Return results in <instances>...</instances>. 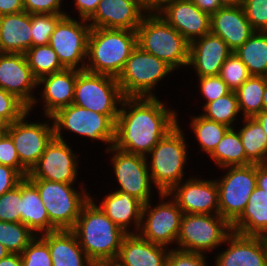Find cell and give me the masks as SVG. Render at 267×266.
<instances>
[{"label": "cell", "mask_w": 267, "mask_h": 266, "mask_svg": "<svg viewBox=\"0 0 267 266\" xmlns=\"http://www.w3.org/2000/svg\"><path fill=\"white\" fill-rule=\"evenodd\" d=\"M122 105L132 110L119 109L113 143L116 150L146 156L177 125L175 113L167 111L155 96L124 97Z\"/></svg>", "instance_id": "1"}, {"label": "cell", "mask_w": 267, "mask_h": 266, "mask_svg": "<svg viewBox=\"0 0 267 266\" xmlns=\"http://www.w3.org/2000/svg\"><path fill=\"white\" fill-rule=\"evenodd\" d=\"M84 250L87 266L116 260L122 241L128 234L108 218L91 198L82 206L80 215L71 229Z\"/></svg>", "instance_id": "2"}, {"label": "cell", "mask_w": 267, "mask_h": 266, "mask_svg": "<svg viewBox=\"0 0 267 266\" xmlns=\"http://www.w3.org/2000/svg\"><path fill=\"white\" fill-rule=\"evenodd\" d=\"M136 47V31L91 27L87 56L91 57L93 63L89 67L84 63L79 69L118 78Z\"/></svg>", "instance_id": "3"}, {"label": "cell", "mask_w": 267, "mask_h": 266, "mask_svg": "<svg viewBox=\"0 0 267 266\" xmlns=\"http://www.w3.org/2000/svg\"><path fill=\"white\" fill-rule=\"evenodd\" d=\"M137 46L165 61L173 69L188 65L189 42L164 19L155 14L144 17L137 30Z\"/></svg>", "instance_id": "4"}, {"label": "cell", "mask_w": 267, "mask_h": 266, "mask_svg": "<svg viewBox=\"0 0 267 266\" xmlns=\"http://www.w3.org/2000/svg\"><path fill=\"white\" fill-rule=\"evenodd\" d=\"M123 98L117 78L86 70L77 74L72 104L107 115L115 123L119 114L115 104Z\"/></svg>", "instance_id": "5"}, {"label": "cell", "mask_w": 267, "mask_h": 266, "mask_svg": "<svg viewBox=\"0 0 267 266\" xmlns=\"http://www.w3.org/2000/svg\"><path fill=\"white\" fill-rule=\"evenodd\" d=\"M152 153L150 178L159 193H168L183 176L186 160V145L178 124L169 131L149 152Z\"/></svg>", "instance_id": "6"}, {"label": "cell", "mask_w": 267, "mask_h": 266, "mask_svg": "<svg viewBox=\"0 0 267 266\" xmlns=\"http://www.w3.org/2000/svg\"><path fill=\"white\" fill-rule=\"evenodd\" d=\"M172 70L165 61L137 46L127 59L117 81L123 97H154L149 93L150 90Z\"/></svg>", "instance_id": "7"}, {"label": "cell", "mask_w": 267, "mask_h": 266, "mask_svg": "<svg viewBox=\"0 0 267 266\" xmlns=\"http://www.w3.org/2000/svg\"><path fill=\"white\" fill-rule=\"evenodd\" d=\"M38 189L41 201L46 208L50 223L57 230H71L82 209L90 199L82 197L71 188V184L48 181L45 179H29Z\"/></svg>", "instance_id": "8"}, {"label": "cell", "mask_w": 267, "mask_h": 266, "mask_svg": "<svg viewBox=\"0 0 267 266\" xmlns=\"http://www.w3.org/2000/svg\"><path fill=\"white\" fill-rule=\"evenodd\" d=\"M213 217L210 214H183L177 238L183 248L178 250L201 253L227 242L231 225L220 214Z\"/></svg>", "instance_id": "9"}, {"label": "cell", "mask_w": 267, "mask_h": 266, "mask_svg": "<svg viewBox=\"0 0 267 266\" xmlns=\"http://www.w3.org/2000/svg\"><path fill=\"white\" fill-rule=\"evenodd\" d=\"M217 183L219 214L232 225L243 213L256 185V164L231 166Z\"/></svg>", "instance_id": "10"}, {"label": "cell", "mask_w": 267, "mask_h": 266, "mask_svg": "<svg viewBox=\"0 0 267 266\" xmlns=\"http://www.w3.org/2000/svg\"><path fill=\"white\" fill-rule=\"evenodd\" d=\"M50 117L54 119V136L58 140L63 141L60 130L66 128L92 139L110 142L113 146L115 123L107 115L70 104Z\"/></svg>", "instance_id": "11"}, {"label": "cell", "mask_w": 267, "mask_h": 266, "mask_svg": "<svg viewBox=\"0 0 267 266\" xmlns=\"http://www.w3.org/2000/svg\"><path fill=\"white\" fill-rule=\"evenodd\" d=\"M28 113L29 111L9 124L7 134L14 143L20 163L30 171L55 136L53 125L50 128L47 124L24 123V118Z\"/></svg>", "instance_id": "12"}, {"label": "cell", "mask_w": 267, "mask_h": 266, "mask_svg": "<svg viewBox=\"0 0 267 266\" xmlns=\"http://www.w3.org/2000/svg\"><path fill=\"white\" fill-rule=\"evenodd\" d=\"M90 29L91 26L81 25L67 15L57 23L49 45L65 68L75 69L83 56H87Z\"/></svg>", "instance_id": "13"}, {"label": "cell", "mask_w": 267, "mask_h": 266, "mask_svg": "<svg viewBox=\"0 0 267 266\" xmlns=\"http://www.w3.org/2000/svg\"><path fill=\"white\" fill-rule=\"evenodd\" d=\"M74 158L76 159L64 140L54 137L38 162L28 172L27 178L72 184L77 174Z\"/></svg>", "instance_id": "14"}, {"label": "cell", "mask_w": 267, "mask_h": 266, "mask_svg": "<svg viewBox=\"0 0 267 266\" xmlns=\"http://www.w3.org/2000/svg\"><path fill=\"white\" fill-rule=\"evenodd\" d=\"M111 150L118 151L112 158L115 175L121 186L117 191L127 192L143 204L150 202L151 178H149L146 157L116 150L112 145L109 148V151Z\"/></svg>", "instance_id": "15"}, {"label": "cell", "mask_w": 267, "mask_h": 266, "mask_svg": "<svg viewBox=\"0 0 267 266\" xmlns=\"http://www.w3.org/2000/svg\"><path fill=\"white\" fill-rule=\"evenodd\" d=\"M38 85L25 54L0 53V88L15 95L31 109L35 100L30 90Z\"/></svg>", "instance_id": "16"}, {"label": "cell", "mask_w": 267, "mask_h": 266, "mask_svg": "<svg viewBox=\"0 0 267 266\" xmlns=\"http://www.w3.org/2000/svg\"><path fill=\"white\" fill-rule=\"evenodd\" d=\"M160 13L189 43L210 33V15L200 10L191 0H170Z\"/></svg>", "instance_id": "17"}, {"label": "cell", "mask_w": 267, "mask_h": 266, "mask_svg": "<svg viewBox=\"0 0 267 266\" xmlns=\"http://www.w3.org/2000/svg\"><path fill=\"white\" fill-rule=\"evenodd\" d=\"M176 184L168 193H160L161 197L172 194L176 189L174 199L184 214H209L215 207L219 214L218 188L215 181L188 180L182 187Z\"/></svg>", "instance_id": "18"}, {"label": "cell", "mask_w": 267, "mask_h": 266, "mask_svg": "<svg viewBox=\"0 0 267 266\" xmlns=\"http://www.w3.org/2000/svg\"><path fill=\"white\" fill-rule=\"evenodd\" d=\"M227 240L231 244L218 256L216 266H267L265 237L246 236L232 231Z\"/></svg>", "instance_id": "19"}, {"label": "cell", "mask_w": 267, "mask_h": 266, "mask_svg": "<svg viewBox=\"0 0 267 266\" xmlns=\"http://www.w3.org/2000/svg\"><path fill=\"white\" fill-rule=\"evenodd\" d=\"M142 8L135 0H101L92 20V28L136 31L143 18Z\"/></svg>", "instance_id": "20"}, {"label": "cell", "mask_w": 267, "mask_h": 266, "mask_svg": "<svg viewBox=\"0 0 267 266\" xmlns=\"http://www.w3.org/2000/svg\"><path fill=\"white\" fill-rule=\"evenodd\" d=\"M189 44L188 65H194L199 77L219 75L232 51L219 36L208 33Z\"/></svg>", "instance_id": "21"}, {"label": "cell", "mask_w": 267, "mask_h": 266, "mask_svg": "<svg viewBox=\"0 0 267 266\" xmlns=\"http://www.w3.org/2000/svg\"><path fill=\"white\" fill-rule=\"evenodd\" d=\"M183 214L175 200L158 205L149 211L141 237L164 246L177 240Z\"/></svg>", "instance_id": "22"}, {"label": "cell", "mask_w": 267, "mask_h": 266, "mask_svg": "<svg viewBox=\"0 0 267 266\" xmlns=\"http://www.w3.org/2000/svg\"><path fill=\"white\" fill-rule=\"evenodd\" d=\"M210 32L222 38L234 52L253 34L243 7H222L210 16Z\"/></svg>", "instance_id": "23"}, {"label": "cell", "mask_w": 267, "mask_h": 266, "mask_svg": "<svg viewBox=\"0 0 267 266\" xmlns=\"http://www.w3.org/2000/svg\"><path fill=\"white\" fill-rule=\"evenodd\" d=\"M164 245L152 243L140 235L128 233L116 260L123 266H166L167 252Z\"/></svg>", "instance_id": "24"}, {"label": "cell", "mask_w": 267, "mask_h": 266, "mask_svg": "<svg viewBox=\"0 0 267 266\" xmlns=\"http://www.w3.org/2000/svg\"><path fill=\"white\" fill-rule=\"evenodd\" d=\"M80 71V69L65 68L38 80V84L45 85L43 96L46 103L45 112L49 118L57 110L72 104L77 74Z\"/></svg>", "instance_id": "25"}, {"label": "cell", "mask_w": 267, "mask_h": 266, "mask_svg": "<svg viewBox=\"0 0 267 266\" xmlns=\"http://www.w3.org/2000/svg\"><path fill=\"white\" fill-rule=\"evenodd\" d=\"M32 47L31 14L0 16V53H22Z\"/></svg>", "instance_id": "26"}, {"label": "cell", "mask_w": 267, "mask_h": 266, "mask_svg": "<svg viewBox=\"0 0 267 266\" xmlns=\"http://www.w3.org/2000/svg\"><path fill=\"white\" fill-rule=\"evenodd\" d=\"M99 207L113 223L125 232L130 233L126 231V227L129 225L131 218L135 219L139 228L150 204L149 202L143 204L127 192L116 191L108 195Z\"/></svg>", "instance_id": "27"}, {"label": "cell", "mask_w": 267, "mask_h": 266, "mask_svg": "<svg viewBox=\"0 0 267 266\" xmlns=\"http://www.w3.org/2000/svg\"><path fill=\"white\" fill-rule=\"evenodd\" d=\"M233 232L246 236H267V193L256 187L241 216L231 225Z\"/></svg>", "instance_id": "28"}, {"label": "cell", "mask_w": 267, "mask_h": 266, "mask_svg": "<svg viewBox=\"0 0 267 266\" xmlns=\"http://www.w3.org/2000/svg\"><path fill=\"white\" fill-rule=\"evenodd\" d=\"M21 223L34 232L37 230L45 231L44 233L57 231L50 223L37 187L27 177L21 181Z\"/></svg>", "instance_id": "29"}, {"label": "cell", "mask_w": 267, "mask_h": 266, "mask_svg": "<svg viewBox=\"0 0 267 266\" xmlns=\"http://www.w3.org/2000/svg\"><path fill=\"white\" fill-rule=\"evenodd\" d=\"M41 238L48 244L52 266H84V250L71 230L44 233Z\"/></svg>", "instance_id": "30"}, {"label": "cell", "mask_w": 267, "mask_h": 266, "mask_svg": "<svg viewBox=\"0 0 267 266\" xmlns=\"http://www.w3.org/2000/svg\"><path fill=\"white\" fill-rule=\"evenodd\" d=\"M257 34V35H256ZM251 76L267 77V32L256 31L234 51Z\"/></svg>", "instance_id": "31"}, {"label": "cell", "mask_w": 267, "mask_h": 266, "mask_svg": "<svg viewBox=\"0 0 267 266\" xmlns=\"http://www.w3.org/2000/svg\"><path fill=\"white\" fill-rule=\"evenodd\" d=\"M247 124L239 134L246 158L252 164L267 163V138L261 124L255 118H245Z\"/></svg>", "instance_id": "32"}, {"label": "cell", "mask_w": 267, "mask_h": 266, "mask_svg": "<svg viewBox=\"0 0 267 266\" xmlns=\"http://www.w3.org/2000/svg\"><path fill=\"white\" fill-rule=\"evenodd\" d=\"M210 156L222 167L245 166L252 164L247 158L239 132L230 128L216 145Z\"/></svg>", "instance_id": "33"}, {"label": "cell", "mask_w": 267, "mask_h": 266, "mask_svg": "<svg viewBox=\"0 0 267 266\" xmlns=\"http://www.w3.org/2000/svg\"><path fill=\"white\" fill-rule=\"evenodd\" d=\"M267 77L250 76L236 91L239 110L245 118H254L263 110V94Z\"/></svg>", "instance_id": "34"}, {"label": "cell", "mask_w": 267, "mask_h": 266, "mask_svg": "<svg viewBox=\"0 0 267 266\" xmlns=\"http://www.w3.org/2000/svg\"><path fill=\"white\" fill-rule=\"evenodd\" d=\"M28 65L37 80L65 67L61 64L54 49L49 45L32 46L25 52Z\"/></svg>", "instance_id": "35"}, {"label": "cell", "mask_w": 267, "mask_h": 266, "mask_svg": "<svg viewBox=\"0 0 267 266\" xmlns=\"http://www.w3.org/2000/svg\"><path fill=\"white\" fill-rule=\"evenodd\" d=\"M32 231L21 222L0 221V243L11 254H21L35 238Z\"/></svg>", "instance_id": "36"}, {"label": "cell", "mask_w": 267, "mask_h": 266, "mask_svg": "<svg viewBox=\"0 0 267 266\" xmlns=\"http://www.w3.org/2000/svg\"><path fill=\"white\" fill-rule=\"evenodd\" d=\"M204 109L206 114L201 116L226 125L229 128H232L230 124L235 120V116L240 111L235 91H230L228 94L206 103Z\"/></svg>", "instance_id": "37"}, {"label": "cell", "mask_w": 267, "mask_h": 266, "mask_svg": "<svg viewBox=\"0 0 267 266\" xmlns=\"http://www.w3.org/2000/svg\"><path fill=\"white\" fill-rule=\"evenodd\" d=\"M193 131L199 140L201 147L209 155L214 151L216 145L230 129L226 125L198 116L192 121Z\"/></svg>", "instance_id": "38"}, {"label": "cell", "mask_w": 267, "mask_h": 266, "mask_svg": "<svg viewBox=\"0 0 267 266\" xmlns=\"http://www.w3.org/2000/svg\"><path fill=\"white\" fill-rule=\"evenodd\" d=\"M66 14H31L32 46L47 45L57 23Z\"/></svg>", "instance_id": "39"}, {"label": "cell", "mask_w": 267, "mask_h": 266, "mask_svg": "<svg viewBox=\"0 0 267 266\" xmlns=\"http://www.w3.org/2000/svg\"><path fill=\"white\" fill-rule=\"evenodd\" d=\"M219 76L231 91H236L251 75L237 54L232 52L221 66Z\"/></svg>", "instance_id": "40"}, {"label": "cell", "mask_w": 267, "mask_h": 266, "mask_svg": "<svg viewBox=\"0 0 267 266\" xmlns=\"http://www.w3.org/2000/svg\"><path fill=\"white\" fill-rule=\"evenodd\" d=\"M0 221L21 222V182L0 196Z\"/></svg>", "instance_id": "41"}, {"label": "cell", "mask_w": 267, "mask_h": 266, "mask_svg": "<svg viewBox=\"0 0 267 266\" xmlns=\"http://www.w3.org/2000/svg\"><path fill=\"white\" fill-rule=\"evenodd\" d=\"M22 266H52L48 244L35 238L21 253Z\"/></svg>", "instance_id": "42"}, {"label": "cell", "mask_w": 267, "mask_h": 266, "mask_svg": "<svg viewBox=\"0 0 267 266\" xmlns=\"http://www.w3.org/2000/svg\"><path fill=\"white\" fill-rule=\"evenodd\" d=\"M29 108L15 95L0 88V117L9 125L20 119Z\"/></svg>", "instance_id": "43"}, {"label": "cell", "mask_w": 267, "mask_h": 266, "mask_svg": "<svg viewBox=\"0 0 267 266\" xmlns=\"http://www.w3.org/2000/svg\"><path fill=\"white\" fill-rule=\"evenodd\" d=\"M242 7L252 29L267 32V0H244Z\"/></svg>", "instance_id": "44"}, {"label": "cell", "mask_w": 267, "mask_h": 266, "mask_svg": "<svg viewBox=\"0 0 267 266\" xmlns=\"http://www.w3.org/2000/svg\"><path fill=\"white\" fill-rule=\"evenodd\" d=\"M0 164L14 168L24 178L28 175L29 171L20 163L17 150L8 134L0 141Z\"/></svg>", "instance_id": "45"}, {"label": "cell", "mask_w": 267, "mask_h": 266, "mask_svg": "<svg viewBox=\"0 0 267 266\" xmlns=\"http://www.w3.org/2000/svg\"><path fill=\"white\" fill-rule=\"evenodd\" d=\"M201 83V91L207 99V103L214 101L231 90L219 75L199 77Z\"/></svg>", "instance_id": "46"}, {"label": "cell", "mask_w": 267, "mask_h": 266, "mask_svg": "<svg viewBox=\"0 0 267 266\" xmlns=\"http://www.w3.org/2000/svg\"><path fill=\"white\" fill-rule=\"evenodd\" d=\"M166 259V266H206L202 253L170 250Z\"/></svg>", "instance_id": "47"}, {"label": "cell", "mask_w": 267, "mask_h": 266, "mask_svg": "<svg viewBox=\"0 0 267 266\" xmlns=\"http://www.w3.org/2000/svg\"><path fill=\"white\" fill-rule=\"evenodd\" d=\"M61 0H24V11L29 14H64L60 12Z\"/></svg>", "instance_id": "48"}, {"label": "cell", "mask_w": 267, "mask_h": 266, "mask_svg": "<svg viewBox=\"0 0 267 266\" xmlns=\"http://www.w3.org/2000/svg\"><path fill=\"white\" fill-rule=\"evenodd\" d=\"M23 179L14 168L0 164V196L18 186Z\"/></svg>", "instance_id": "49"}, {"label": "cell", "mask_w": 267, "mask_h": 266, "mask_svg": "<svg viewBox=\"0 0 267 266\" xmlns=\"http://www.w3.org/2000/svg\"><path fill=\"white\" fill-rule=\"evenodd\" d=\"M100 1L101 0H76V6L79 9L83 21L89 20L96 11Z\"/></svg>", "instance_id": "50"}, {"label": "cell", "mask_w": 267, "mask_h": 266, "mask_svg": "<svg viewBox=\"0 0 267 266\" xmlns=\"http://www.w3.org/2000/svg\"><path fill=\"white\" fill-rule=\"evenodd\" d=\"M24 11V0H0V16Z\"/></svg>", "instance_id": "51"}, {"label": "cell", "mask_w": 267, "mask_h": 266, "mask_svg": "<svg viewBox=\"0 0 267 266\" xmlns=\"http://www.w3.org/2000/svg\"><path fill=\"white\" fill-rule=\"evenodd\" d=\"M200 10L209 14H214L218 9L222 8L220 0H191Z\"/></svg>", "instance_id": "52"}, {"label": "cell", "mask_w": 267, "mask_h": 266, "mask_svg": "<svg viewBox=\"0 0 267 266\" xmlns=\"http://www.w3.org/2000/svg\"><path fill=\"white\" fill-rule=\"evenodd\" d=\"M256 185L267 193V163L256 164Z\"/></svg>", "instance_id": "53"}, {"label": "cell", "mask_w": 267, "mask_h": 266, "mask_svg": "<svg viewBox=\"0 0 267 266\" xmlns=\"http://www.w3.org/2000/svg\"><path fill=\"white\" fill-rule=\"evenodd\" d=\"M136 3L144 10H161L164 4L168 3L170 0H135ZM163 5V6H162ZM152 9V10H151Z\"/></svg>", "instance_id": "54"}, {"label": "cell", "mask_w": 267, "mask_h": 266, "mask_svg": "<svg viewBox=\"0 0 267 266\" xmlns=\"http://www.w3.org/2000/svg\"><path fill=\"white\" fill-rule=\"evenodd\" d=\"M0 266H22L21 254H9L0 260Z\"/></svg>", "instance_id": "55"}, {"label": "cell", "mask_w": 267, "mask_h": 266, "mask_svg": "<svg viewBox=\"0 0 267 266\" xmlns=\"http://www.w3.org/2000/svg\"><path fill=\"white\" fill-rule=\"evenodd\" d=\"M254 118L261 124L267 138V111L262 110Z\"/></svg>", "instance_id": "56"}, {"label": "cell", "mask_w": 267, "mask_h": 266, "mask_svg": "<svg viewBox=\"0 0 267 266\" xmlns=\"http://www.w3.org/2000/svg\"><path fill=\"white\" fill-rule=\"evenodd\" d=\"M223 7H242L244 0H220Z\"/></svg>", "instance_id": "57"}, {"label": "cell", "mask_w": 267, "mask_h": 266, "mask_svg": "<svg viewBox=\"0 0 267 266\" xmlns=\"http://www.w3.org/2000/svg\"><path fill=\"white\" fill-rule=\"evenodd\" d=\"M96 266H123L118 260H107L96 264Z\"/></svg>", "instance_id": "58"}, {"label": "cell", "mask_w": 267, "mask_h": 266, "mask_svg": "<svg viewBox=\"0 0 267 266\" xmlns=\"http://www.w3.org/2000/svg\"><path fill=\"white\" fill-rule=\"evenodd\" d=\"M10 252L0 243V260L7 257Z\"/></svg>", "instance_id": "59"}, {"label": "cell", "mask_w": 267, "mask_h": 266, "mask_svg": "<svg viewBox=\"0 0 267 266\" xmlns=\"http://www.w3.org/2000/svg\"><path fill=\"white\" fill-rule=\"evenodd\" d=\"M263 110L267 111V80H266L265 90L263 94Z\"/></svg>", "instance_id": "60"}, {"label": "cell", "mask_w": 267, "mask_h": 266, "mask_svg": "<svg viewBox=\"0 0 267 266\" xmlns=\"http://www.w3.org/2000/svg\"><path fill=\"white\" fill-rule=\"evenodd\" d=\"M8 128H0V141L7 134Z\"/></svg>", "instance_id": "61"}, {"label": "cell", "mask_w": 267, "mask_h": 266, "mask_svg": "<svg viewBox=\"0 0 267 266\" xmlns=\"http://www.w3.org/2000/svg\"><path fill=\"white\" fill-rule=\"evenodd\" d=\"M0 128H8V124L0 117Z\"/></svg>", "instance_id": "62"}]
</instances>
